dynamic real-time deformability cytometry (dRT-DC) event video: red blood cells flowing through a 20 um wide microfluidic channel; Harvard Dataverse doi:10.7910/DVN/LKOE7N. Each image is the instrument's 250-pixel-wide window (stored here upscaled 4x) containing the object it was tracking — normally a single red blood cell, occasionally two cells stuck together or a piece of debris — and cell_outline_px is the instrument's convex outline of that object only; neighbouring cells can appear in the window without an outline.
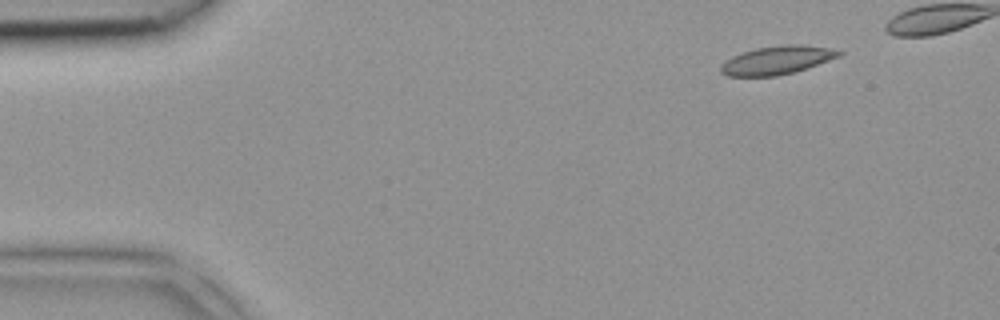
{"species": "common noctule bat (a hibernating species)", "species_latin": "Nyctalus noctula", "temperature_condition": "room temperature", "stored_images_in_passage": 4, "camera_frame_rate_fps": 3000, "um_per_image_px": 0.085, "animal": {"sex": "female", "body_mass_g": 18.4}, "frame": {"image": 1, "passage_image": 4, "time_ms": 1.0, "image_size_px": [1000, 320], "cell_outline_px": [[844, 52], [840, 56], [808, 68], [796, 72], [776, 76], [728, 76], [720, 72], [720, 64], [732, 56], [756, 48], [784, 44], [800, 44], [832, 48]], "centroid_in_image_um": [66.06, 5.11], "position_along_channel_um": 18.9, "area_um2": 19.71}}